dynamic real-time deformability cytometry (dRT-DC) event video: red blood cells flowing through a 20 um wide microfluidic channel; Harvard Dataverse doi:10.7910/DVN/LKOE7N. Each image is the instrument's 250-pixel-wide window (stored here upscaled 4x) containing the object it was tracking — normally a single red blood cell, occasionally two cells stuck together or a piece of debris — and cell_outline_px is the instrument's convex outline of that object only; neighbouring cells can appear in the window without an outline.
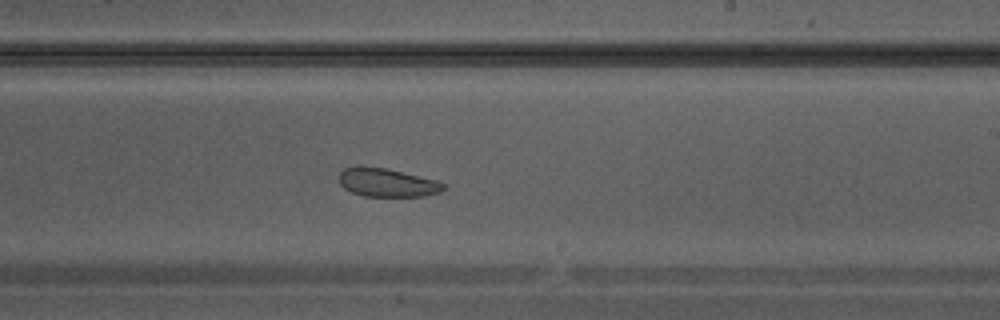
{"species": "Egyptian fruit bat (a non-hibernating species)", "species_latin": "Rousettus aegyptiacus", "temperature_condition": "warm", "stored_images_in_passage": 33, "camera_frame_rate_fps": 3000, "um_per_image_px": 0.085, "animal": {"sex": "male"}, "frame": {"image": 1, "passage_image": 19, "time_ms": 6.0, "image_size_px": [1000, 320], "cell_outline_px": [[448, 184], [440, 192], [424, 196], [364, 196], [352, 192], [344, 188], [340, 184], [340, 172], [344, 168], [356, 164], [360, 164], [388, 168], [436, 180]], "centroid_in_image_um": [32.88, 15.49], "position_along_channel_um": 256.1, "area_um2": 17.69}}